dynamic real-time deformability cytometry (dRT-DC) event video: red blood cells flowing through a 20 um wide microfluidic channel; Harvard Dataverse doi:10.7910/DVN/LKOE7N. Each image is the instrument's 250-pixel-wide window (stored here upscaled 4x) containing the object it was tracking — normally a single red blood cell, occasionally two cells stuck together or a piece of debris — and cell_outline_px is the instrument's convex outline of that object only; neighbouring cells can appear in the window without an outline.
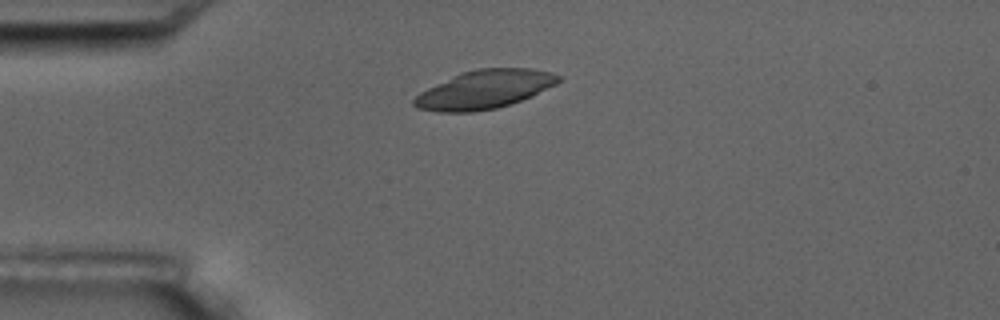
{"species": "common noctule bat (a hibernating species)", "species_latin": "Nyctalus noctula", "temperature_condition": "room temperature", "stored_images_in_passage": 5, "camera_frame_rate_fps": 3000, "um_per_image_px": 0.085, "animal": {"sex": "male", "body_mass_g": 17.5, "forearm_length_mm": 52.3}, "frame": {"image": 1, "passage_image": 2, "time_ms": 1.333, "image_size_px": [1000, 320], "cell_outline_px": [[564, 80], [532, 96], [512, 104], [496, 108], [472, 112], [440, 112], [416, 108], [412, 104], [412, 100], [420, 92], [460, 72], [476, 68], [528, 68], [552, 72], [560, 76]], "centroid_in_image_um": [41.19, 7.6], "position_along_channel_um": 43.8, "area_um2": 32.6}}